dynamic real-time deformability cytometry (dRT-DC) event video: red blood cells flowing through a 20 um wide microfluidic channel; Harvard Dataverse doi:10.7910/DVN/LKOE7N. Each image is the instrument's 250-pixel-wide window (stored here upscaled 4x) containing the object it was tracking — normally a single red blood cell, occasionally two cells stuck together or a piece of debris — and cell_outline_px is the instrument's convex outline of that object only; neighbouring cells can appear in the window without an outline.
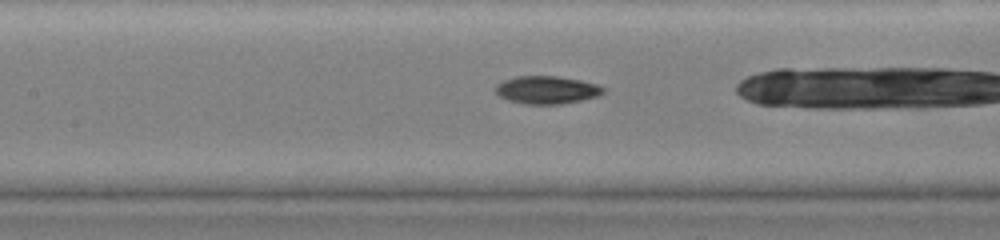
{"species": "common noctule bat (a hibernating species)", "species_latin": "Nyctalus noctula", "temperature_condition": "warm", "stored_images_in_passage": 41, "camera_frame_rate_fps": 3000, "um_per_image_px": 0.085, "animal": {"sex": "female", "body_mass_g": 19.0, "forearm_length_mm": 51.5}, "frame": {"image": 1, "passage_image": 22, "time_ms": 7.0, "image_size_px": [1000, 240], "cell_outline_px": [[604, 92], [600, 96], [560, 104], [524, 104], [508, 100], [500, 96], [492, 88], [496, 84], [504, 80], [516, 76], [556, 76], [580, 80], [596, 84], [604, 88]], "centroid_in_image_um": [46.44, 7.64], "position_along_channel_um": 161.0, "area_um2": 17.51}}
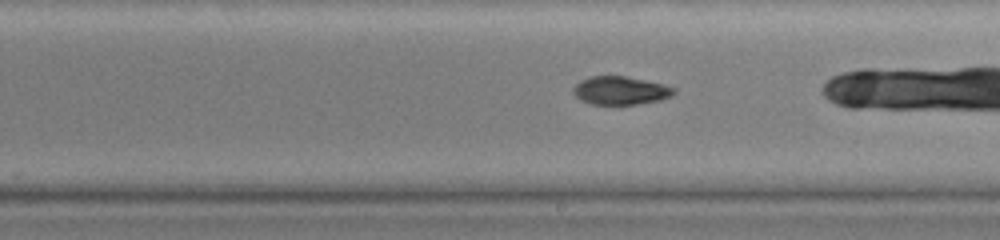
{"frame": {"image": 2, "passage_image": 28, "time_ms": 9.0, "image_size_px": [1000, 240], "cell_outline_px": [[676, 92], [672, 96], [660, 100], [640, 104], [592, 104], [580, 100], [572, 92], [572, 88], [580, 80], [588, 76], [624, 76], [664, 84], [676, 88]], "centroid_in_image_um": [52.74, 7.69], "position_along_channel_um": 236.3, "area_um2": 16.7}}
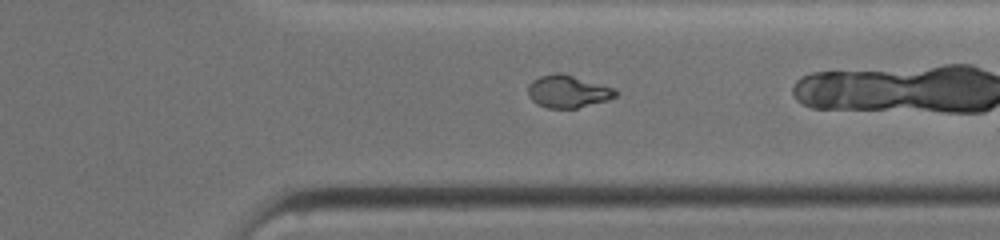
{"frame": {"image": 3, "passage_image": 38, "time_ms": 12.333, "image_size_px": [1000, 240], "cell_outline_px": [[620, 92], [616, 96], [608, 100], [576, 108], [548, 108], [536, 104], [528, 96], [528, 84], [532, 80], [540, 76], [556, 72], [564, 72], [616, 88]], "centroid_in_image_um": [48.29, 7.75], "position_along_channel_um": 363.1, "area_um2": 16.99}}